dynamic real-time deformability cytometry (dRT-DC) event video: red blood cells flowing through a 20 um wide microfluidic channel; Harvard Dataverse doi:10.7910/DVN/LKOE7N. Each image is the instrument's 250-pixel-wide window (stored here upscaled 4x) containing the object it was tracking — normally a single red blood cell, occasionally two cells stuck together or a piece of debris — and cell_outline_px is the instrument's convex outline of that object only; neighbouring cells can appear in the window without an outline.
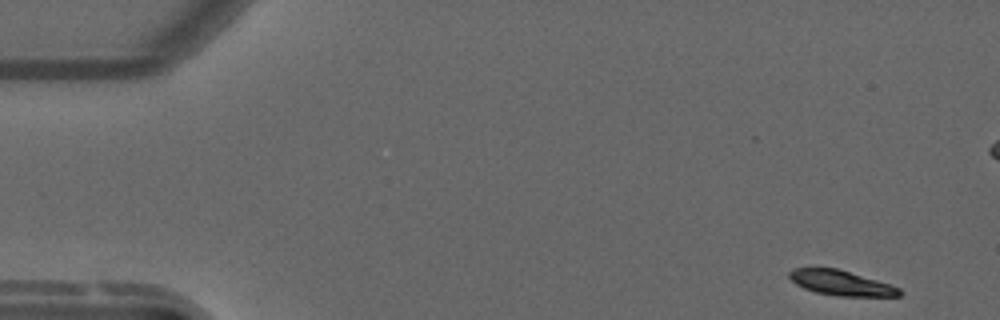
{"species": "common noctule bat (a hibernating species)", "species_latin": "Nyctalus noctula", "temperature_condition": "warm", "stored_images_in_passage": 53, "camera_frame_rate_fps": 3000, "um_per_image_px": 0.085, "animal": {"sex": "male", "forearm_length_mm": 52.5}, "frame": {"image": 1, "passage_image": 1, "time_ms": 0.0, "image_size_px": [1000, 320], "cell_outline_px": [[904, 292], [900, 296], [836, 296], [816, 292], [804, 288], [796, 284], [788, 276], [788, 272], [792, 268], [836, 268], [876, 280], [900, 288]], "centroid_in_image_um": [71.48, 24.05], "position_along_channel_um": 13.5, "area_um2": 15.9}}
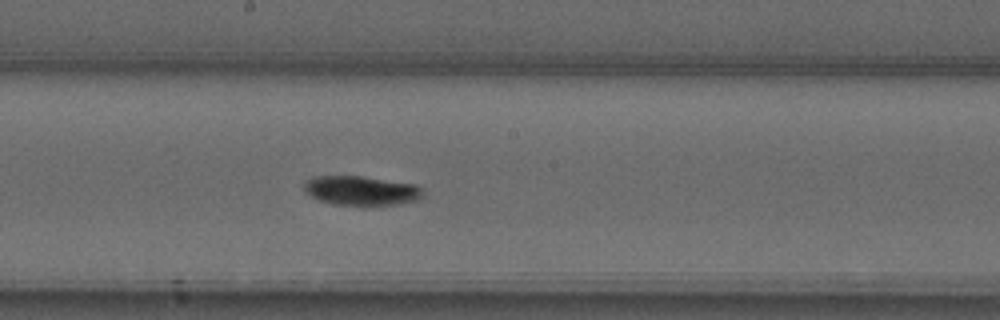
{"frame": {"image": 2, "passage_image": 27, "time_ms": 8.667, "image_size_px": [1000, 320], "cell_outline_px": [[424, 196], [420, 200], [400, 204], [364, 208], [332, 204], [320, 200], [312, 196], [304, 188], [304, 180], [316, 176], [360, 176], [416, 184], [424, 192]], "centroid_in_image_um": [30.76, 16.25], "position_along_channel_um": 217.4, "area_um2": 21.1}}
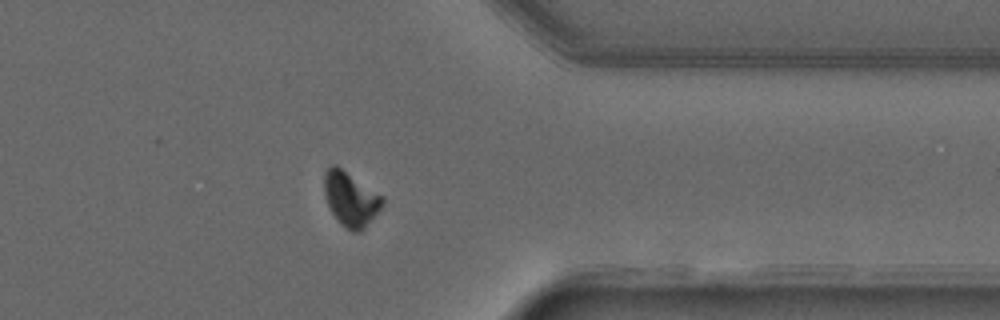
{"frame": {"image": 3, "passage_image": 41, "time_ms": 13.333, "image_size_px": [1000, 320], "cell_outline_px": [[384, 204], [364, 228], [360, 232], [352, 232], [340, 224], [332, 212], [328, 204], [324, 192], [324, 172], [332, 164], [336, 164], [384, 196]], "centroid_in_image_um": [29.81, 16.89], "position_along_channel_um": 381.6, "area_um2": 18.5}, "authors_computed_cell_mechanics": {"area_um2": 18.496, "velocity_mm_per_s": 3.7405, "shape_relaxation_time_tau1_ms": 3.1701, "shape_relaxation_time_tau2_ms": 2.3627, "deformation_change_tau1": 0.1385, "deformation_change_tau2": 0.0205}}